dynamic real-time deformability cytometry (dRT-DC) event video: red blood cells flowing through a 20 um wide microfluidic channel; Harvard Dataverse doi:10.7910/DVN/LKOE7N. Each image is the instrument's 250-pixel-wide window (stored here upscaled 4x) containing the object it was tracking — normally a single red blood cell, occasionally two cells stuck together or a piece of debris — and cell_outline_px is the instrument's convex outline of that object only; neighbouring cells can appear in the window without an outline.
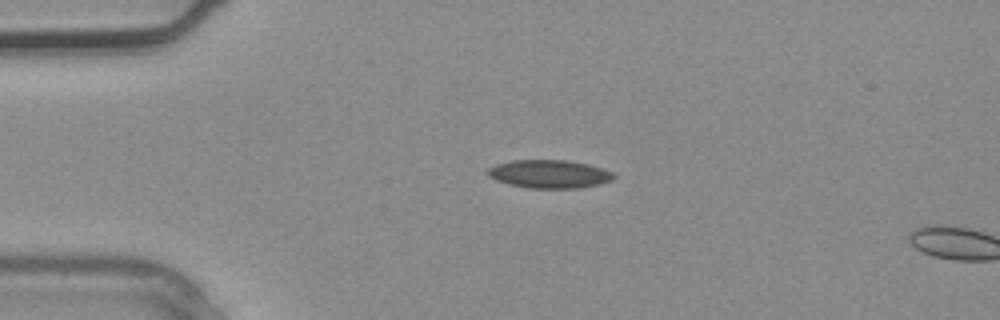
{"species": "common noctule bat (a hibernating species)", "species_latin": "Nyctalus noctula", "temperature_condition": "warm", "stored_images_in_passage": 3, "camera_frame_rate_fps": 3000, "um_per_image_px": 0.085, "animal": {"sex": "male", "body_mass_g": 20.4}, "frame": {"image": 1, "passage_image": 2, "time_ms": 0.333, "image_size_px": [1000, 320], "cell_outline_px": [[616, 176], [612, 180], [596, 184], [576, 188], [532, 188], [508, 184], [496, 180], [488, 176], [488, 168], [496, 164], [512, 160], [568, 160], [588, 164], [612, 172]], "centroid_in_image_um": [46.66, 14.78], "position_along_channel_um": 38.3, "area_um2": 20.52}}